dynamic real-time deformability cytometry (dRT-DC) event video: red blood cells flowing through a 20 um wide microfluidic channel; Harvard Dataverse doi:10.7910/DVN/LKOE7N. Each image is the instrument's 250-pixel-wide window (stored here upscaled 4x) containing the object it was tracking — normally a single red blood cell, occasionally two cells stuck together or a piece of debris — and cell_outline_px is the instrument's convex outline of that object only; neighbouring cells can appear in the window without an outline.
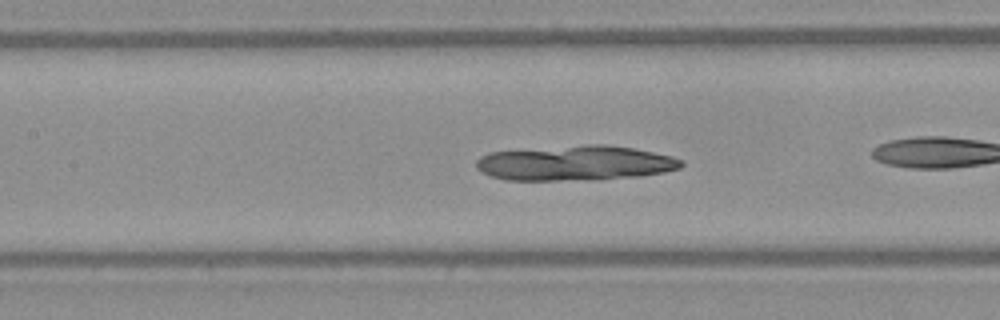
{"species": "Egyptian fruit bat (a non-hibernating species)", "species_latin": "Rousettus aegyptiacus", "temperature_condition": "warm", "stored_images_in_passage": 42, "camera_frame_rate_fps": 3000, "um_per_image_px": 0.085, "frame": {"image": 1, "passage_image": 24, "time_ms": 7.667, "image_size_px": [1000, 320], "cell_outline_px": [[680, 164], [676, 168], [656, 172], [608, 176], [544, 180], [520, 180], [496, 176], [480, 168], [480, 160], [484, 156], [496, 152], [576, 148], [628, 148], [648, 152], [680, 160]], "centroid_in_image_um": [48.81, 13.89], "position_along_channel_um": 158.6, "area_um2": 36.01}}
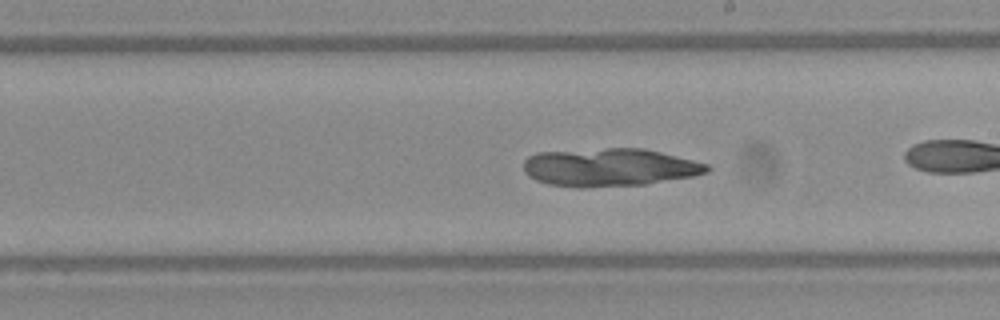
{"frame": {"image": 2, "passage_image": 30, "time_ms": 9.667, "image_size_px": [1000, 320], "cell_outline_px": [[708, 168], [704, 172], [684, 176], [632, 184], [556, 184], [532, 176], [528, 172], [524, 164], [532, 156], [556, 152], [616, 148], [628, 148], [656, 152], [704, 164]], "centroid_in_image_um": [51.81, 14.17], "position_along_channel_um": 237.2, "area_um2": 36.07}}